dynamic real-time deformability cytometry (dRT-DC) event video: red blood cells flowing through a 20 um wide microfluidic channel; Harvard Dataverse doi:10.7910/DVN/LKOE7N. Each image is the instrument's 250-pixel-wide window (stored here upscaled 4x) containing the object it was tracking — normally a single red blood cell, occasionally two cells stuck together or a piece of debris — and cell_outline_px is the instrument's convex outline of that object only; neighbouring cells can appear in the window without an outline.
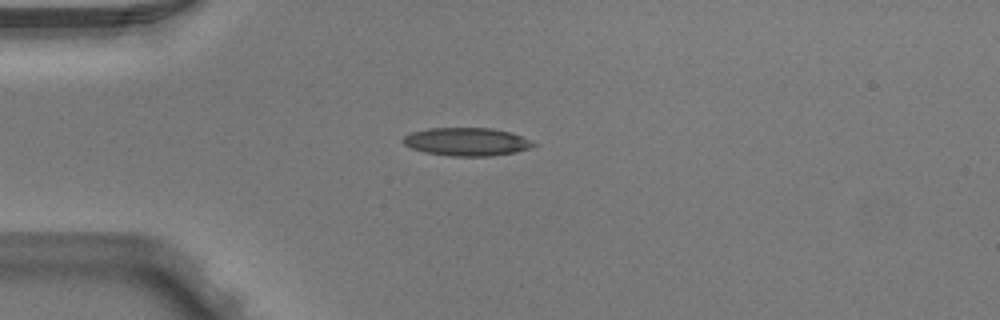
{"species": "Egyptian fruit bat (a non-hibernating species)", "species_latin": "Rousettus aegyptiacus", "temperature_condition": "warm", "stored_images_in_passage": 1, "camera_frame_rate_fps": 3000, "um_per_image_px": 0.085, "animal": {"sex": "male"}, "frame": {"image": 1, "passage_image": 1, "time_ms": 0.0, "image_size_px": [1000, 320], "cell_outline_px": [[536, 144], [528, 148], [516, 152], [492, 156], [452, 156], [424, 152], [412, 148], [404, 144], [400, 140], [404, 136], [412, 132], [428, 128], [492, 128], [512, 132], [532, 140]], "centroid_in_image_um": [39.67, 12.04], "position_along_channel_um": 45.3, "area_um2": 21.44}}